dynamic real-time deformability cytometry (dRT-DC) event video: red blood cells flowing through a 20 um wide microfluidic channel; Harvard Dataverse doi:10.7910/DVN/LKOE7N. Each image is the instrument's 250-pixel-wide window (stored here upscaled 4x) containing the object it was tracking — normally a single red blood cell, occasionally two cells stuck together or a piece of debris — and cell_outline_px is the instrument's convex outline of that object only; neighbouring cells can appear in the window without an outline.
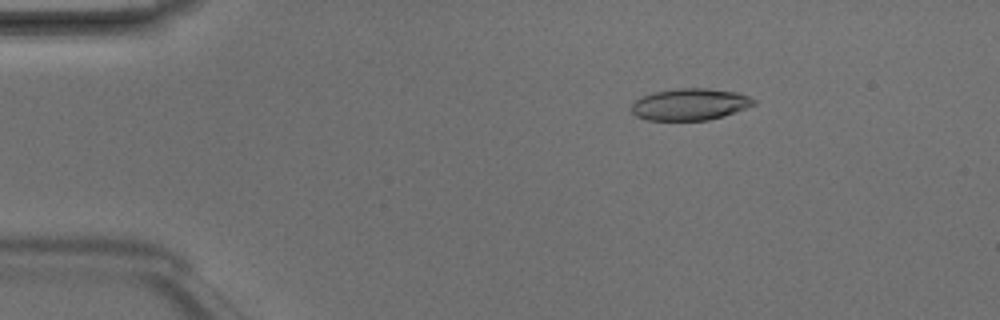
{"species": "Egyptian fruit bat (a non-hibernating species)", "species_latin": "Rousettus aegyptiacus", "temperature_condition": "room temperature", "stored_images_in_passage": 2, "camera_frame_rate_fps": 3000, "um_per_image_px": 0.085, "animal": {"sex": "male"}, "frame": {"image": 1, "passage_image": 2, "time_ms": 0.333, "image_size_px": [1000, 320], "cell_outline_px": [[756, 104], [708, 120], [648, 120], [636, 116], [632, 112], [632, 104], [636, 100], [644, 96], [656, 92], [676, 88], [708, 88], [736, 92], [748, 96], [756, 100]], "centroid_in_image_um": [58.64, 8.86], "position_along_channel_um": 26.4, "area_um2": 22.25}}